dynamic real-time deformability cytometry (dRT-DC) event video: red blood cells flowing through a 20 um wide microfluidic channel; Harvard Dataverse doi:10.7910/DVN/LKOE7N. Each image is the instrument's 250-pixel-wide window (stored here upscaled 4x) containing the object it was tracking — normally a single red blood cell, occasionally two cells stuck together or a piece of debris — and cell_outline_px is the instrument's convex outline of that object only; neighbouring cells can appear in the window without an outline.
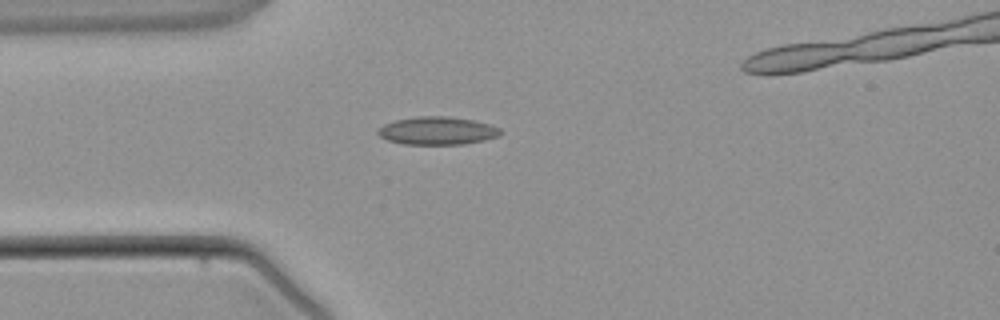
{"species": "common noctule bat (a hibernating species)", "species_latin": "Nyctalus noctula", "temperature_condition": "warm", "stored_images_in_passage": 2, "camera_frame_rate_fps": 3000, "um_per_image_px": 0.085, "animal": {"sex": "male", "body_mass_g": 21.5, "forearm_length_mm": 52.0}, "frame": {"image": 1, "passage_image": 1, "time_ms": 0.0, "image_size_px": [1000, 320], "cell_outline_px": [[500, 136], [484, 140], [464, 144], [404, 144], [388, 140], [380, 136], [376, 132], [384, 124], [396, 120], [416, 116], [448, 116], [472, 120], [488, 124], [500, 128]], "centroid_in_image_um": [37.17, 11.11], "position_along_channel_um": 47.8, "area_um2": 19.83}}